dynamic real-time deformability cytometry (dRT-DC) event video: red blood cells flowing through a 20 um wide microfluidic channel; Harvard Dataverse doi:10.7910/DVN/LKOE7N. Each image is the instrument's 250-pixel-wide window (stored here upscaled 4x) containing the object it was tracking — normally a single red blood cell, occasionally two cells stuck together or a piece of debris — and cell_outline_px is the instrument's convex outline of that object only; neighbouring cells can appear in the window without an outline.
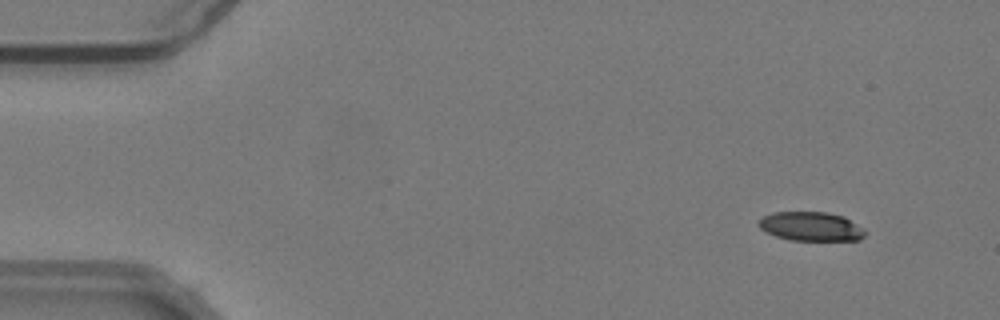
{"species": "common noctule bat (a hibernating species)", "species_latin": "Nyctalus noctula", "temperature_condition": "warm", "stored_images_in_passage": 52, "camera_frame_rate_fps": 3000, "um_per_image_px": 0.085, "animal": {"sex": "male", "body_mass_g": 19.2, "forearm_length_mm": 51.8}, "frame": {"image": 1, "passage_image": 6, "time_ms": 1.667, "image_size_px": [1000, 320], "cell_outline_px": [[864, 236], [860, 240], [788, 240], [764, 232], [760, 228], [760, 220], [764, 216], [772, 212], [828, 212], [844, 216], [864, 228]], "centroid_in_image_um": [68.94, 19.24], "position_along_channel_um": 16.1, "area_um2": 18.03}}
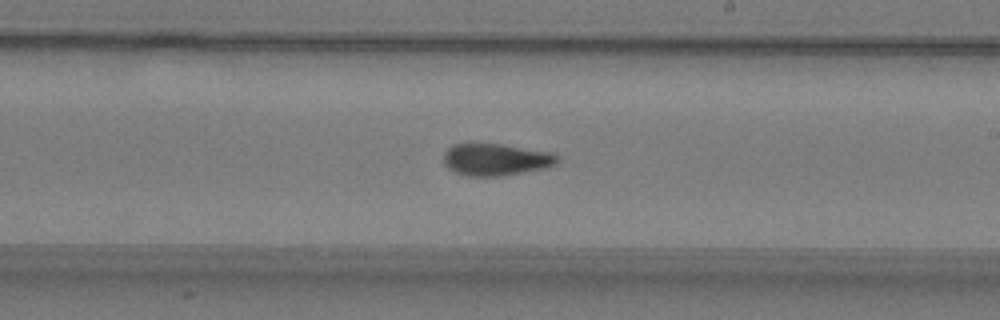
{"frame": {"image": 2, "passage_image": 33, "time_ms": 10.667, "image_size_px": [1000, 320], "cell_outline_px": [[556, 164], [544, 168], [500, 176], [468, 176], [456, 172], [448, 168], [444, 164], [444, 152], [452, 144], [500, 144], [552, 152], [556, 156]], "centroid_in_image_um": [42.11, 13.56], "position_along_channel_um": 246.9, "area_um2": 20.92}}
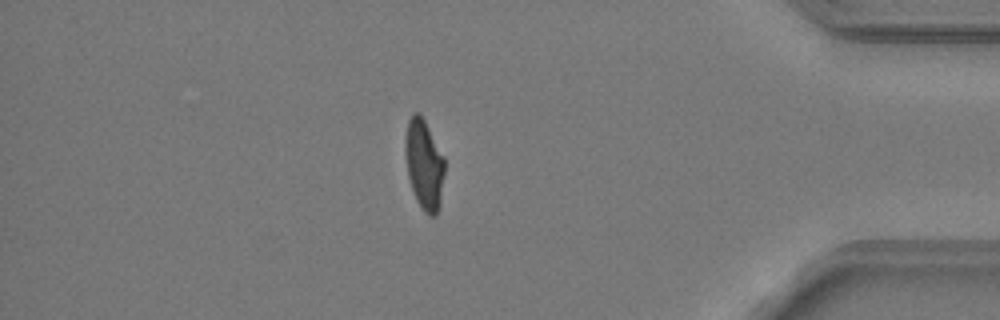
{"frame": {"image": 3, "passage_image": 48, "time_ms": 15.667, "image_size_px": [1000, 320], "cell_outline_px": [[444, 172], [440, 208], [436, 216], [428, 216], [424, 212], [416, 200], [408, 176], [404, 148], [404, 140], [408, 120], [412, 112], [420, 112], [444, 156]], "centroid_in_image_um": [36.05, 13.98], "position_along_channel_um": 399.2, "area_um2": 20.92}, "authors_computed_cell_mechanics": {"area_um2": 20.8369, "velocity_mm_per_s": 3.8059, "shape_relaxation_time_tau1_ms": null, "shape_relaxation_time_tau2_ms": 2.599, "deformation_change_tau1": null, "deformation_change_tau2": 0.0925}}